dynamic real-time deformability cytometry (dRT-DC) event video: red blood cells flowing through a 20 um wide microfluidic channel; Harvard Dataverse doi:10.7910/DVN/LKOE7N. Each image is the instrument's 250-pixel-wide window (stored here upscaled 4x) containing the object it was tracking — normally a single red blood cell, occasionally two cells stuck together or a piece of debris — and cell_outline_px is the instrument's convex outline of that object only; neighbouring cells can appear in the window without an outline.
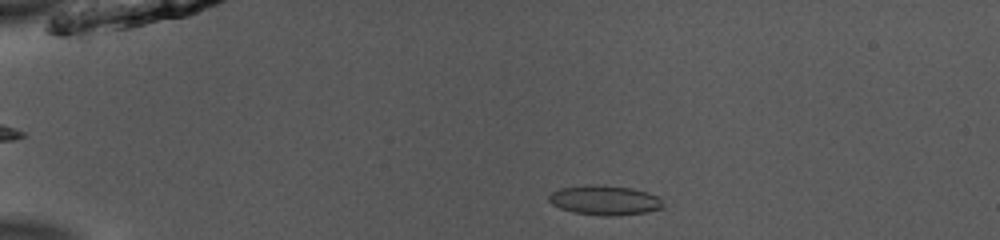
{"species": "common noctule bat (a hibernating species)", "species_latin": "Nyctalus noctula", "temperature_condition": "room temperature", "stored_images_in_passage": 48, "camera_frame_rate_fps": 3000, "um_per_image_px": 0.085, "animal": {"sex": "male", "body_mass_g": 13.0, "forearm_length_mm": 53.1}, "frame": {"image": 1, "passage_image": 8, "time_ms": 2.333, "image_size_px": [1000, 240], "cell_outline_px": [[664, 208], [644, 212], [612, 216], [604, 216], [572, 212], [560, 208], [552, 204], [548, 200], [548, 196], [552, 192], [560, 188], [584, 184], [596, 184], [632, 188], [648, 192], [656, 196], [664, 204]], "centroid_in_image_um": [51.37, 17.01], "position_along_channel_um": 33.6, "area_um2": 19.83}}
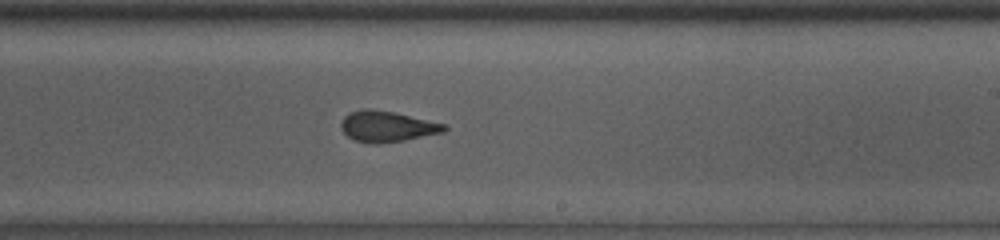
{"frame": {"image": 2, "passage_image": 29, "time_ms": 9.333, "image_size_px": [1000, 240], "cell_outline_px": [[448, 128], [444, 132], [404, 140], [376, 144], [372, 144], [356, 140], [348, 136], [340, 128], [340, 124], [344, 116], [348, 112], [364, 108], [368, 108], [392, 112], [448, 124]], "centroid_in_image_um": [32.9, 10.74], "position_along_channel_um": 256.1, "area_um2": 18.55}}
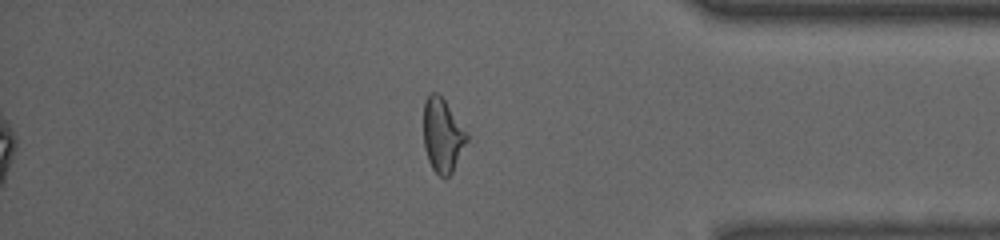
{"frame": {"image": 3, "passage_image": 41, "time_ms": 13.333, "image_size_px": [1000, 240], "cell_outline_px": [[468, 140], [452, 172], [448, 176], [440, 176], [432, 168], [428, 160], [424, 148], [424, 100], [432, 92], [436, 92], [444, 100], [468, 132]], "centroid_in_image_um": [37.62, 11.5], "position_along_channel_um": 397.6, "area_um2": 18.5}, "authors_computed_cell_mechanics": {"area_um2": 18.9584, "velocity_mm_per_s": 3.9652, "shape_relaxation_time_tau1_ms": null, "shape_relaxation_time_tau2_ms": 1.1635, "deformation_change_tau1": null, "deformation_change_tau2": 0.0993}}